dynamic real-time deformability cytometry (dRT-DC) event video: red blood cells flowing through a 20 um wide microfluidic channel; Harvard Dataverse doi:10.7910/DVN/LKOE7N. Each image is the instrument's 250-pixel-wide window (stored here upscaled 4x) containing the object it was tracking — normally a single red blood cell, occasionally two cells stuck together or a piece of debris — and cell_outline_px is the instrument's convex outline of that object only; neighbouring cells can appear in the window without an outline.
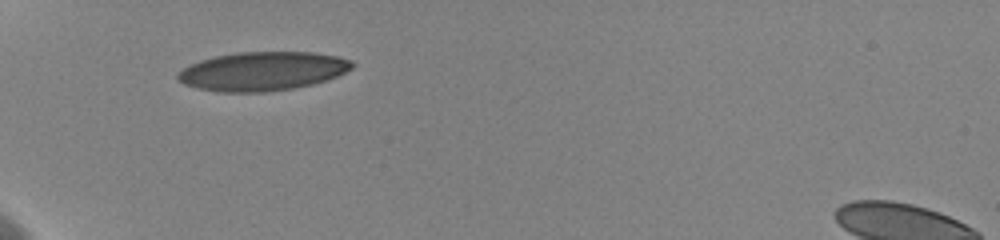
{"species": "human", "species_latin": "Homo sapiens", "temperature_condition": "cold", "stored_images_in_passage": 57, "camera_frame_rate_fps": 3000, "um_per_image_px": 0.085, "donor": {"sex": "female"}, "frame": {"image": 1, "passage_image": 1, "time_ms": 0.0, "image_size_px": [1000, 240], "cell_outline_px": [[356, 64], [352, 68], [336, 76], [312, 84], [292, 88], [264, 92], [224, 92], [200, 88], [184, 84], [176, 80], [176, 72], [200, 60], [216, 56], [236, 52], [312, 52], [336, 56], [352, 60]], "centroid_in_image_um": [22.3, 6.04], "position_along_channel_um": 62.7, "area_um2": 39.25}}
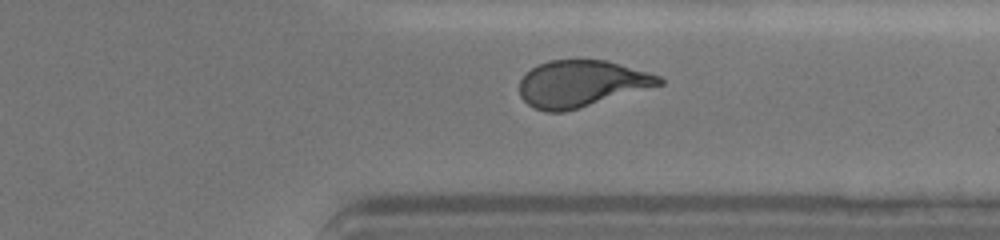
{"frame": {"image": 2, "passage_image": 45, "time_ms": 8.667, "image_size_px": [1000, 240], "cell_outline_px": [[664, 84], [580, 108], [564, 112], [548, 112], [536, 108], [528, 104], [520, 96], [520, 80], [532, 68], [548, 60], [608, 60], [648, 72], [660, 76], [664, 80]], "centroid_in_image_um": [49.44, 7.11], "position_along_channel_um": 362.0, "area_um2": 37.8}}
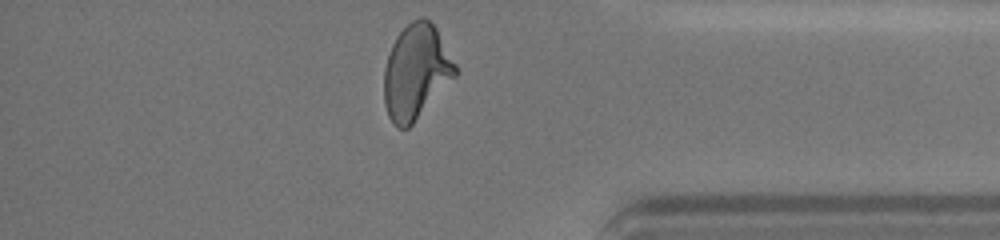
{"frame": {"image": 3, "passage_image": 56, "time_ms": 10.0, "image_size_px": [1000, 240], "cell_outline_px": [[456, 76], [412, 124], [408, 128], [396, 128], [392, 124], [388, 116], [384, 104], [384, 72], [388, 56], [392, 44], [396, 36], [412, 20], [420, 16], [424, 16], [436, 28], [456, 64]], "centroid_in_image_um": [35.35, 6.12], "position_along_channel_um": 399.9, "area_um2": 39.07}, "authors_computed_cell_mechanics": {"area_um2": 38.7838, "velocity_mm_per_s": 3.6204, "shape_relaxation_time_tau1_ms": 4.1641, "shape_relaxation_time_tau2_ms": 0.7903, "deformation_change_tau1": 0.1704, "deformation_change_tau2": 0.0661}}